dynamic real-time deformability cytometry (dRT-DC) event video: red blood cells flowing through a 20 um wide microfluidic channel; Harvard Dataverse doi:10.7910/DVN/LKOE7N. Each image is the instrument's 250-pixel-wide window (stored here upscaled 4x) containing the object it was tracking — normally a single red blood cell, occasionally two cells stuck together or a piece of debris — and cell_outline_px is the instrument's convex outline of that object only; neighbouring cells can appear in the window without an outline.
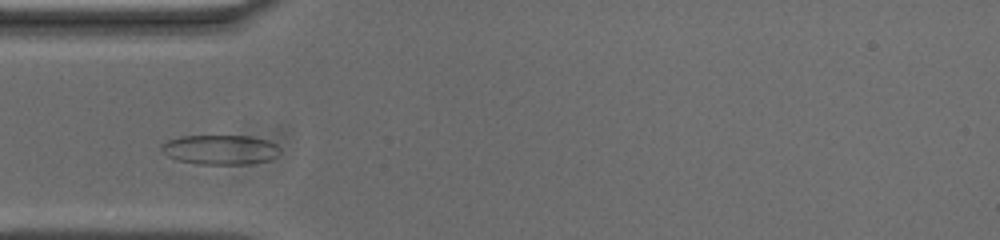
{"species": "common noctule bat (a hibernating species)", "species_latin": "Nyctalus noctula", "temperature_condition": "cold", "stored_images_in_passage": 46, "camera_frame_rate_fps": 3000, "um_per_image_px": 0.085, "animal": {"sex": "male", "body_mass_g": 20.0, "forearm_length_mm": 53.3}, "frame": {"image": 1, "passage_image": 8, "time_ms": 2.333, "image_size_px": [1000, 240], "cell_outline_px": [[276, 156], [268, 160], [248, 164], [196, 164], [176, 160], [160, 152], [160, 144], [168, 140], [180, 136], [252, 136], [268, 140], [276, 144]], "centroid_in_image_um": [18.63, 12.72], "position_along_channel_um": 66.4, "area_um2": 20.52}}
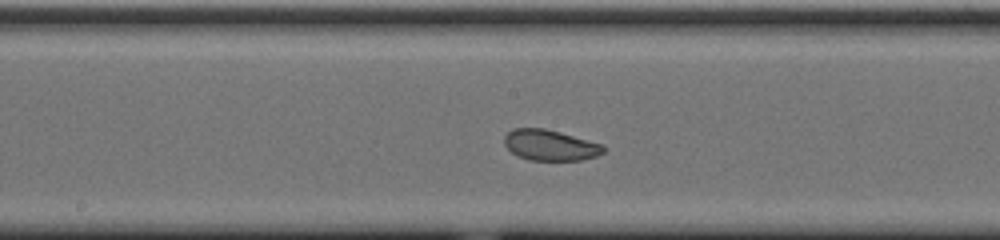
{"frame": {"image": 2, "passage_image": 19, "time_ms": 6.0, "image_size_px": [1000, 240], "cell_outline_px": [[604, 152], [596, 156], [580, 160], [528, 160], [516, 156], [504, 144], [504, 136], [512, 128], [544, 128], [560, 132], [604, 144]], "centroid_in_image_um": [46.75, 12.34], "position_along_channel_um": 201.5, "area_um2": 17.86}}
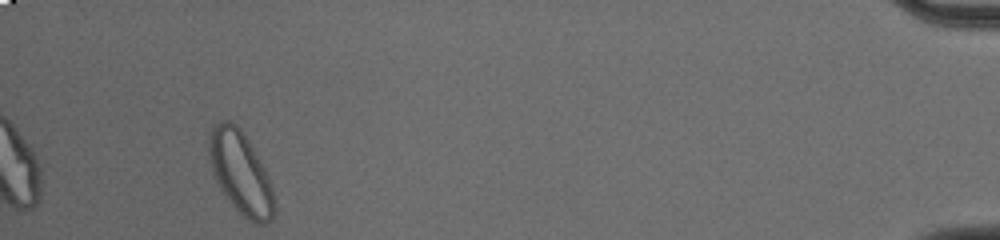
{"frame": {"image": 3, "passage_image": 43, "time_ms": 14.0, "image_size_px": [1000, 240], "cell_outline_px": [[276, 208], [272, 220], [268, 224], [256, 224], [248, 220], [232, 204], [220, 188], [212, 172], [208, 152], [208, 136], [212, 124], [220, 120], [228, 120], [236, 124], [240, 128], [256, 152], [268, 176], [272, 188], [276, 204]], "centroid_in_image_um": [20.45, 14.67], "position_along_channel_um": 414.8, "area_um2": 31.67}, "authors_computed_cell_mechanics": {"area_um2": 19.8832, "velocity_mm_per_s": 3.6695, "shape_relaxation_time_tau1_ms": 3.4831, "shape_relaxation_time_tau2_ms": 2.1578, "deformation_change_tau1": 0.0866, "deformation_change_tau2": 0.066}}